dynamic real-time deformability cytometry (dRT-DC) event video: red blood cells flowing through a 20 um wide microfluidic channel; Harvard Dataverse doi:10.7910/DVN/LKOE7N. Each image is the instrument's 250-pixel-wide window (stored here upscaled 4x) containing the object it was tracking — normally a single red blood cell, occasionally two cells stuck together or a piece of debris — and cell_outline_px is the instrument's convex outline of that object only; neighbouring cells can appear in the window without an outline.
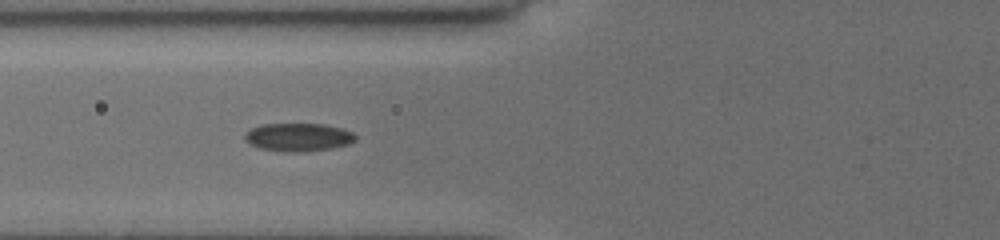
{"species": "common noctule bat (a hibernating species)", "species_latin": "Nyctalus noctula", "temperature_condition": "cold", "stored_images_in_passage": 12, "camera_frame_rate_fps": 3000, "um_per_image_px": 0.085, "animal": {"sex": "female", "body_mass_g": 19.5, "forearm_length_mm": 54.1}, "frame": {"image": 1, "passage_image": 6, "time_ms": 1.667, "image_size_px": [1000, 240], "cell_outline_px": [[356, 140], [348, 144], [332, 148], [304, 152], [288, 152], [260, 148], [244, 140], [244, 132], [260, 124], [324, 124], [340, 128], [352, 132], [356, 136]], "centroid_in_image_um": [25.34, 11.66], "position_along_channel_um": 100.5, "area_um2": 18.15}}
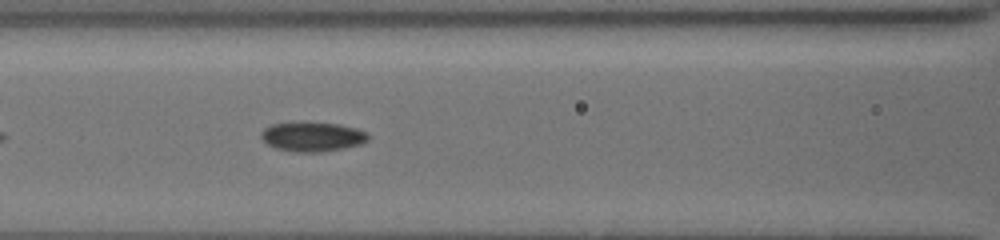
{"frame": {"image": 2, "passage_image": 9, "time_ms": 2.667, "image_size_px": [1000, 240], "cell_outline_px": [[368, 140], [364, 144], [324, 152], [292, 152], [276, 148], [268, 144], [260, 136], [260, 132], [264, 128], [272, 124], [336, 124], [356, 128], [368, 132]], "centroid_in_image_um": [26.59, 11.66], "position_along_channel_um": 140.0, "area_um2": 18.03}}